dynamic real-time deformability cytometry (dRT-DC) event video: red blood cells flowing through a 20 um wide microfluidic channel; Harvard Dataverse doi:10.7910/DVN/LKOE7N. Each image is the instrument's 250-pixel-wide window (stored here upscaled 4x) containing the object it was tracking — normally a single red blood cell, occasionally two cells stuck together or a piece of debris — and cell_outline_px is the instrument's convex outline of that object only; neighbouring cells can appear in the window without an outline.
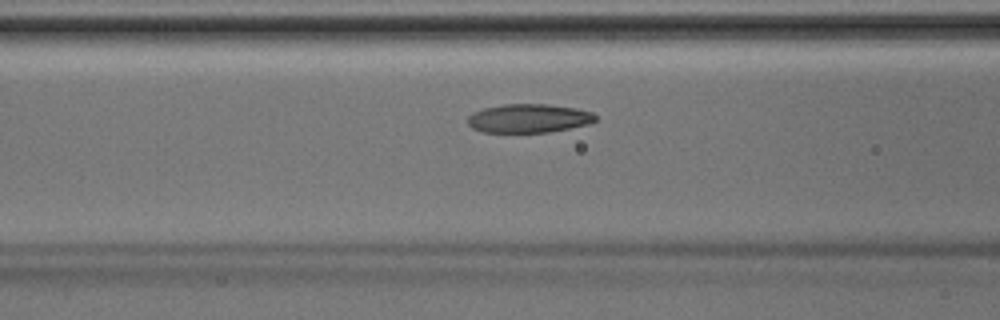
{"species": "Egyptian fruit bat (a non-hibernating species)", "species_latin": "Rousettus aegyptiacus", "temperature_condition": "room temperature", "stored_images_in_passage": 41, "camera_frame_rate_fps": 3000, "um_per_image_px": 0.085, "animal": {"sex": "male"}, "frame": {"image": 1, "passage_image": 14, "time_ms": 4.333, "image_size_px": [1000, 320], "cell_outline_px": [[596, 120], [588, 124], [548, 132], [480, 132], [472, 128], [468, 124], [468, 116], [472, 112], [484, 108], [504, 104], [548, 104], [576, 108], [592, 112], [596, 116]], "centroid_in_image_um": [44.91, 10.05], "position_along_channel_um": 121.7, "area_um2": 21.39}}
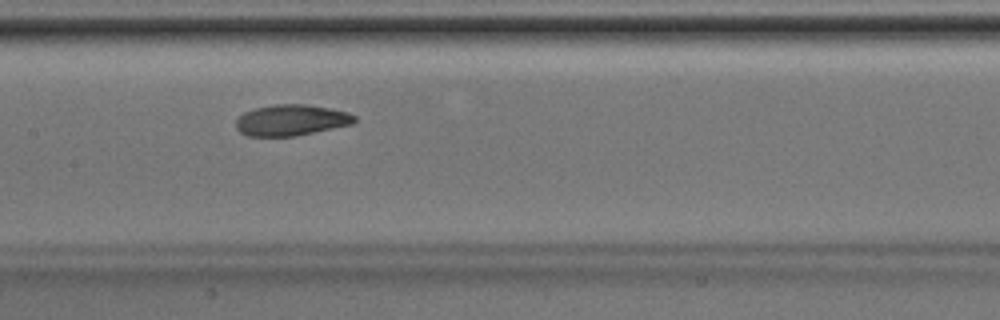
{"frame": {"image": 2, "passage_image": 18, "time_ms": 5.667, "image_size_px": [1000, 320], "cell_outline_px": [[356, 120], [352, 124], [296, 136], [248, 136], [240, 132], [236, 128], [236, 120], [244, 112], [256, 108], [276, 104], [304, 104], [328, 108], [348, 112], [356, 116]], "centroid_in_image_um": [24.75, 10.21], "position_along_channel_um": 182.7, "area_um2": 21.33}}
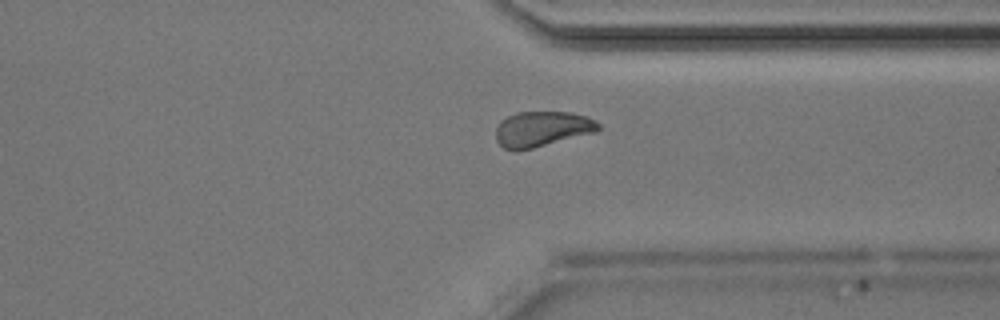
{"frame": {"image": 3, "passage_image": 30, "time_ms": 9.667, "image_size_px": [1000, 320], "cell_outline_px": [[600, 128], [596, 132], [516, 152], [504, 148], [496, 140], [496, 128], [500, 120], [516, 112], [572, 112], [588, 116], [596, 120], [600, 124]], "centroid_in_image_um": [46.08, 10.96], "position_along_channel_um": 365.3, "area_um2": 21.33}}